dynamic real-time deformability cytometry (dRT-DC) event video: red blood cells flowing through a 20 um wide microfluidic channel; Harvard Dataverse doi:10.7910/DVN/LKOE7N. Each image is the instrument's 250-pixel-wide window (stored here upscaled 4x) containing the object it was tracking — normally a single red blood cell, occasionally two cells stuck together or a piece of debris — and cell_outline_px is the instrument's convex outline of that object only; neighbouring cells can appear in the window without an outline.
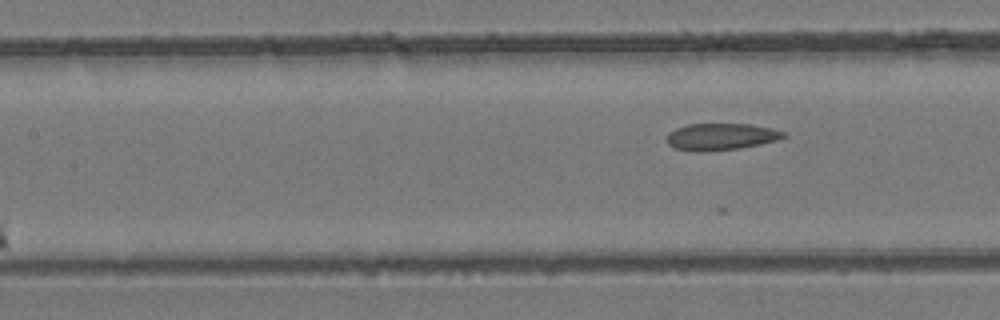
{"species": "common noctule bat (a hibernating species)", "species_latin": "Nyctalus noctula", "temperature_condition": "room temperature", "stored_images_in_passage": 5, "segment_of_instrument_passage": [2, 2], "camera_frame_rate_fps": 3000, "um_per_image_px": 0.085, "animal": {"sex": "female", "body_mass_g": 24.6, "forearm_length_mm": 56.2}, "frame": {"image": 1, "passage_image": 5, "time_ms": 6.0, "image_size_px": [1000, 320], "cell_outline_px": [[788, 136], [776, 140], [760, 144], [740, 148], [704, 152], [696, 152], [672, 148], [668, 144], [668, 132], [676, 128], [688, 124], [752, 124], [772, 128], [784, 132]], "centroid_in_image_um": [61.27, 11.62], "position_along_channel_um": 146.1, "area_um2": 18.38}}